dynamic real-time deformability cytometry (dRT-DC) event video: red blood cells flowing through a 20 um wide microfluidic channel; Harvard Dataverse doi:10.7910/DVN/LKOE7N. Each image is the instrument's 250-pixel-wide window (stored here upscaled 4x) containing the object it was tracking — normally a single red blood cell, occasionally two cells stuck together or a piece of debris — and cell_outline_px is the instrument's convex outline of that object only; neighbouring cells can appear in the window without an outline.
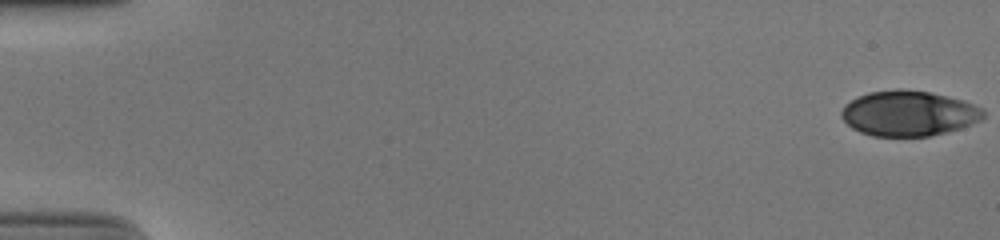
{"species": "human", "species_latin": "Homo sapiens", "temperature_condition": "cold", "stored_images_in_passage": 54, "camera_frame_rate_fps": 3000, "um_per_image_px": 0.085, "donor": {"sex": "male"}, "frame": {"image": 1, "passage_image": 1, "time_ms": 0.0, "image_size_px": [1000, 240], "cell_outline_px": [[984, 116], [980, 120], [972, 124], [960, 128], [928, 136], [872, 136], [860, 132], [852, 128], [840, 116], [840, 112], [844, 104], [856, 96], [868, 92], [896, 88], [900, 88], [928, 92], [948, 96], [964, 100], [984, 108]], "centroid_in_image_um": [77.21, 9.62], "position_along_channel_um": 7.8, "area_um2": 37.8}}
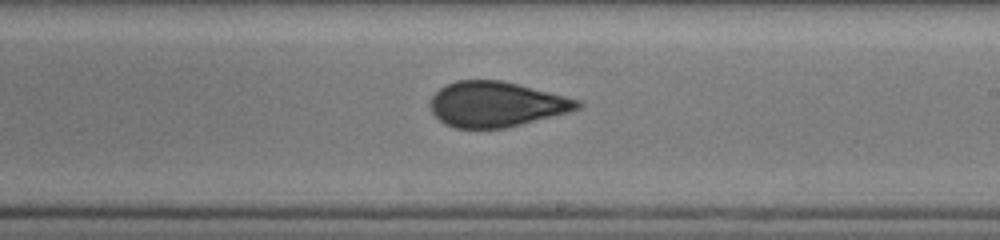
{"frame": {"image": 2, "passage_image": 33, "time_ms": 10.667, "image_size_px": [1000, 240], "cell_outline_px": [[584, 104], [580, 108], [568, 112], [504, 128], [456, 128], [444, 124], [432, 112], [428, 104], [428, 100], [444, 84], [456, 80], [500, 80], [580, 100]], "centroid_in_image_um": [42.12, 8.86], "position_along_channel_um": 246.9, "area_um2": 38.61}}
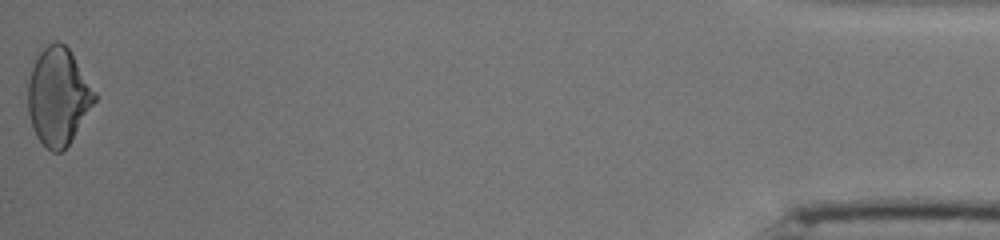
{"frame": {"image": 3, "passage_image": 54, "time_ms": 17.667, "image_size_px": [1000, 240], "cell_outline_px": [[96, 100], [68, 144], [60, 152], [52, 152], [36, 136], [32, 128], [28, 112], [28, 80], [32, 68], [40, 52], [48, 44], [56, 40], [60, 40], [68, 48], [96, 92]], "centroid_in_image_um": [4.93, 8.18], "position_along_channel_um": 430.3, "area_um2": 37.28}, "authors_computed_cell_mechanics": {"area_um2": 38.5815, "velocity_mm_per_s": 3.8818, "shape_relaxation_time_tau1_ms": null, "shape_relaxation_time_tau2_ms": 1.0339, "deformation_change_tau1": null, "deformation_change_tau2": 0.0586}}